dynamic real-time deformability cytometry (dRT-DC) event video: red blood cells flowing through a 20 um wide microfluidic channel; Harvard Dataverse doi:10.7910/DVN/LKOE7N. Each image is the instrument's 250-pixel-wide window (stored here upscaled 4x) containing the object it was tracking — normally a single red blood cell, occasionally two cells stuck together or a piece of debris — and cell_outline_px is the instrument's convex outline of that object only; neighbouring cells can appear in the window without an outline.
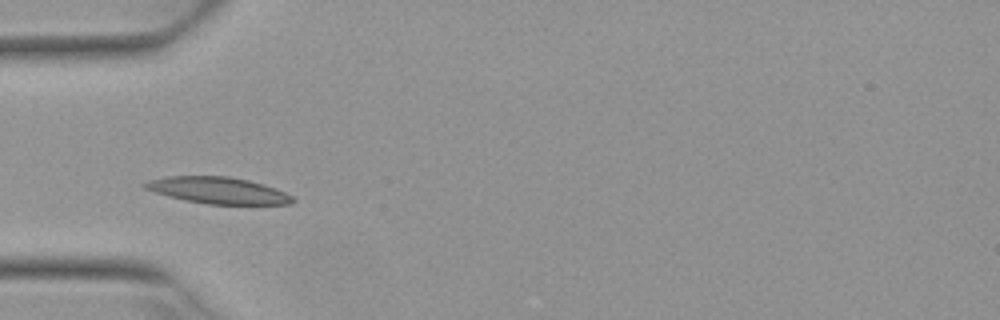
{"species": "Egyptian fruit bat (a non-hibernating species)", "species_latin": "Rousettus aegyptiacus", "temperature_condition": "warm", "stored_images_in_passage": 4, "camera_frame_rate_fps": 3000, "um_per_image_px": 0.085, "animal": {"sex": "female"}, "frame": {"image": 1, "passage_image": 4, "time_ms": 1.0, "image_size_px": [1000, 320], "cell_outline_px": [[296, 200], [292, 204], [208, 204], [168, 196], [144, 188], [140, 184], [148, 180], [168, 176], [228, 176], [248, 180], [264, 184], [276, 188], [292, 196]], "centroid_in_image_um": [18.54, 16.17], "position_along_channel_um": 66.5, "area_um2": 22.77}}